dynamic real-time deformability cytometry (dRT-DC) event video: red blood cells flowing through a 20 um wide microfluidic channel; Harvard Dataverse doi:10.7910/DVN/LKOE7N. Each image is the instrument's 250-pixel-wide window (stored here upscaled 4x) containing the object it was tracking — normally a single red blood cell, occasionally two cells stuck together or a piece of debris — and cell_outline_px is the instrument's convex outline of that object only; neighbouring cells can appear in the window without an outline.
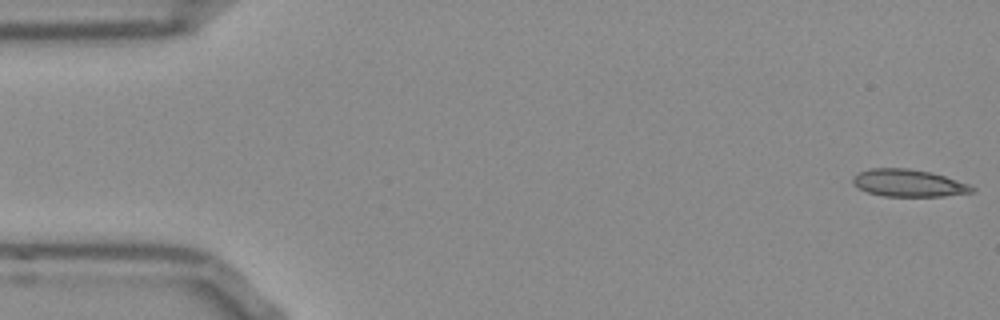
{"species": "Egyptian fruit bat (a non-hibernating species)", "species_latin": "Rousettus aegyptiacus", "temperature_condition": "room temperature", "stored_images_in_passage": 52, "camera_frame_rate_fps": 3000, "um_per_image_px": 0.085, "frame": {"image": 1, "passage_image": 1, "time_ms": 0.0, "image_size_px": [1000, 320], "cell_outline_px": [[976, 188], [972, 192], [944, 196], [884, 196], [868, 192], [860, 188], [852, 180], [860, 172], [872, 168], [908, 168], [932, 172], [968, 184]], "centroid_in_image_um": [77.26, 15.56], "position_along_channel_um": 7.7, "area_um2": 18.61}}
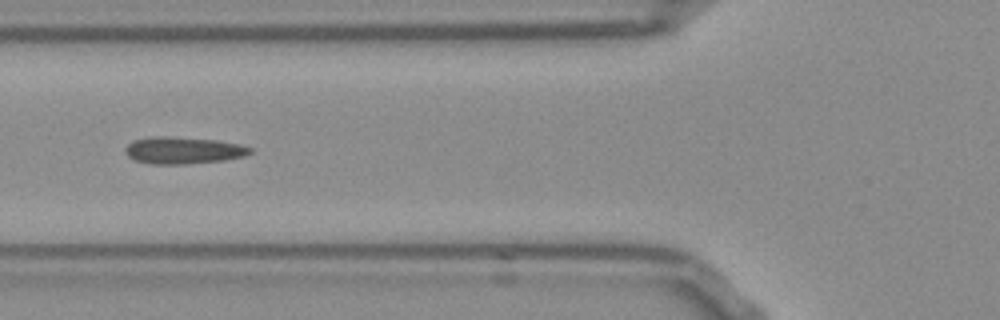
{"frame": {"image": 2, "passage_image": 19, "time_ms": 6.0, "image_size_px": [1000, 320], "cell_outline_px": [[252, 152], [244, 156], [224, 160], [184, 164], [152, 164], [136, 160], [128, 156], [124, 152], [124, 148], [132, 140], [152, 136], [164, 136], [216, 140], [240, 144], [252, 148]], "centroid_in_image_um": [15.55, 12.77], "position_along_channel_um": 110.3, "area_um2": 19.59}}
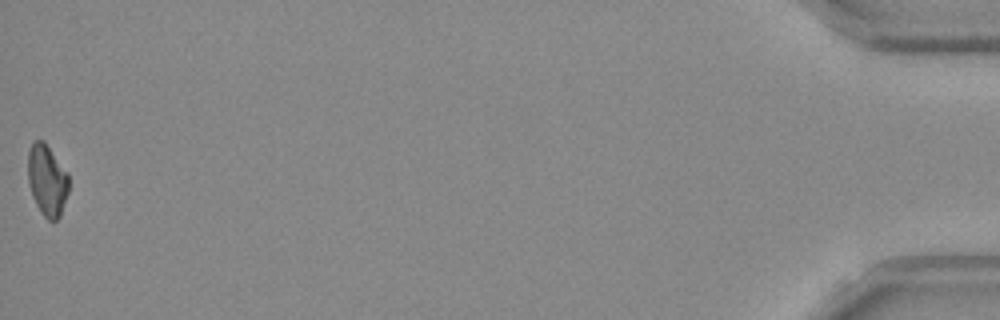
{"frame": {"image": 3, "passage_image": 52, "time_ms": 17.0, "image_size_px": [1000, 320], "cell_outline_px": [[68, 192], [60, 216], [56, 220], [48, 220], [40, 212], [32, 196], [28, 184], [28, 152], [32, 140], [44, 140], [68, 172]], "centroid_in_image_um": [3.99, 15.29], "position_along_channel_um": 431.2, "area_um2": 17.17}, "authors_computed_cell_mechanics": {"area_um2": 18.6694, "velocity_mm_per_s": 3.8672, "shape_relaxation_time_tau1_ms": null, "shape_relaxation_time_tau2_ms": 6.6139, "deformation_change_tau1": null, "deformation_change_tau2": 0.1617}}